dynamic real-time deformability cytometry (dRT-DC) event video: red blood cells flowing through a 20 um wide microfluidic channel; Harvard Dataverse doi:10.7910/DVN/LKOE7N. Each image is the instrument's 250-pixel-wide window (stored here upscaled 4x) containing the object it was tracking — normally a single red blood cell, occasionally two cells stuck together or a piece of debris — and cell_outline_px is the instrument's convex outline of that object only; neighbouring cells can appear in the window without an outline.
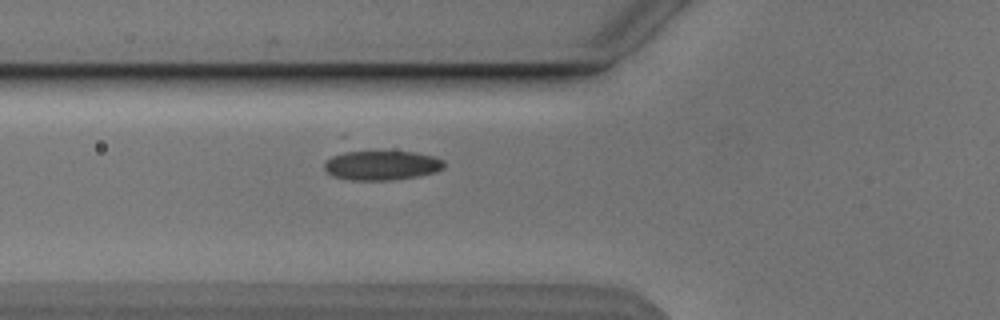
{"species": "Egyptian fruit bat (a non-hibernating species)", "species_latin": "Rousettus aegyptiacus", "temperature_condition": "cold", "stored_images_in_passage": 2, "camera_frame_rate_fps": 3000, "um_per_image_px": 0.085, "animal": {"sex": "male"}, "frame": {"image": 1, "passage_image": 2, "time_ms": 2.333, "image_size_px": [1000, 320], "cell_outline_px": [[444, 168], [436, 172], [420, 176], [392, 180], [352, 180], [332, 176], [324, 168], [324, 160], [348, 148], [352, 148], [416, 152], [436, 156], [444, 160]], "centroid_in_image_um": [32.4, 13.99], "position_along_channel_um": 93.4, "area_um2": 21.91}}